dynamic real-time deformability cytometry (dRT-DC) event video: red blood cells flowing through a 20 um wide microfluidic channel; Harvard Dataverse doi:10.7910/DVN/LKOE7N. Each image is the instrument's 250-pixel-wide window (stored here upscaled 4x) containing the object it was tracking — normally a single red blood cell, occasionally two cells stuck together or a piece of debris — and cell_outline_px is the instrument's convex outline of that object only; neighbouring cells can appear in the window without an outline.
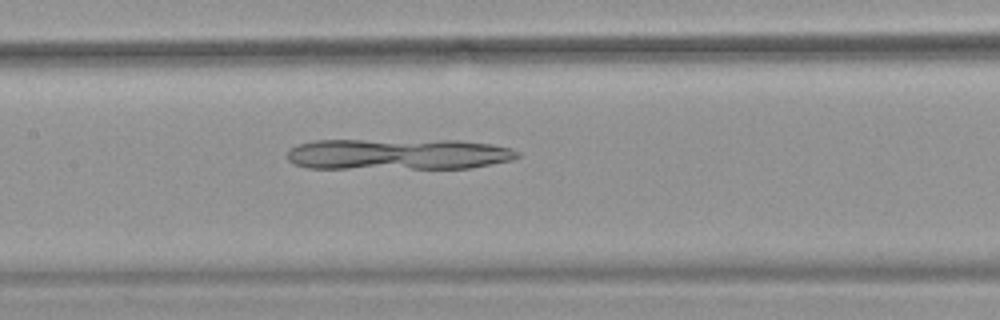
{"species": "common noctule bat (a hibernating species)", "species_latin": "Nyctalus noctula", "temperature_condition": "warm", "stored_images_in_passage": 51, "camera_frame_rate_fps": 3000, "um_per_image_px": 0.085, "animal": {"sex": "female", "body_mass_g": 18.4}, "frame": {"image": 1, "passage_image": 25, "time_ms": 8.0, "image_size_px": [1000, 320], "cell_outline_px": [[520, 156], [512, 160], [472, 168], [308, 168], [292, 164], [288, 160], [288, 152], [296, 144], [312, 140], [460, 140], [492, 144], [512, 148], [520, 152]], "centroid_in_image_um": [33.86, 13.1], "position_along_channel_um": 173.5, "area_um2": 42.19}}
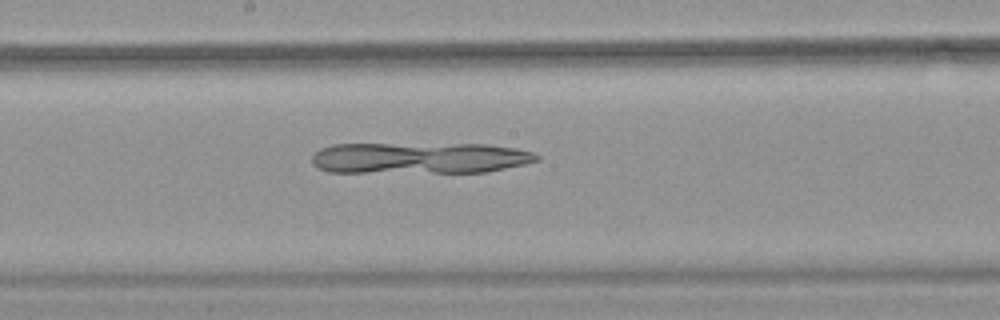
{"frame": {"image": 2, "passage_image": 28, "time_ms": 9.0, "image_size_px": [1000, 320], "cell_outline_px": [[540, 160], [524, 164], [488, 172], [328, 172], [316, 168], [312, 164], [312, 156], [320, 148], [332, 144], [484, 144], [516, 148], [532, 152], [540, 156]], "centroid_in_image_um": [35.64, 13.43], "position_along_channel_um": 212.6, "area_um2": 41.21}}
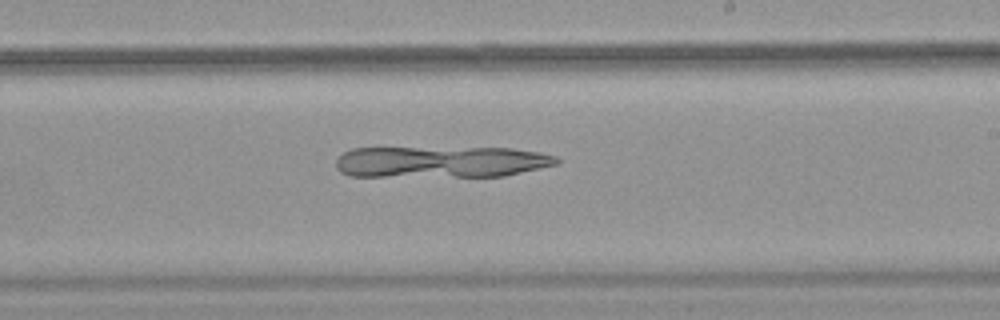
{"frame": {"image": 3, "passage_image": 31, "time_ms": 10.0, "image_size_px": [1000, 320], "cell_outline_px": [[560, 160], [556, 164], [504, 176], [348, 176], [340, 172], [336, 168], [336, 160], [344, 152], [352, 148], [512, 148], [540, 152], [556, 156]], "centroid_in_image_um": [37.47, 13.75], "position_along_channel_um": 251.5, "area_um2": 40.4}}